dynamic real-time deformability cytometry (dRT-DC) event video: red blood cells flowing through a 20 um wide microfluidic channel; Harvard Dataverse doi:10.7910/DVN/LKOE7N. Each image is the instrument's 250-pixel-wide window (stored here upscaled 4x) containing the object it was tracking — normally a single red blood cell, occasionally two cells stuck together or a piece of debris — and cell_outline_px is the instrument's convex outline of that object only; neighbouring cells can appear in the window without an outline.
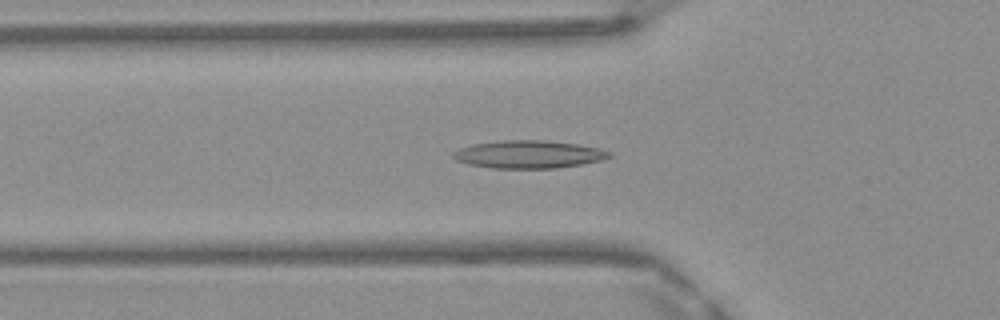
{"species": "Egyptian fruit bat (a non-hibernating species)", "species_latin": "Rousettus aegyptiacus", "temperature_condition": "warm", "stored_images_in_passage": 49, "segment_of_instrument_passage": [1, 2], "camera_frame_rate_fps": 3000, "um_per_image_px": 0.085, "frame": {"image": 1, "passage_image": 16, "time_ms": 5.0, "image_size_px": [1000, 320], "cell_outline_px": [[612, 156], [600, 160], [580, 164], [556, 168], [492, 168], [468, 164], [456, 160], [452, 156], [452, 152], [460, 148], [472, 144], [500, 140], [544, 140], [576, 144], [596, 148], [612, 152]], "centroid_in_image_um": [44.89, 13.11], "position_along_channel_um": 80.9, "area_um2": 25.14}}
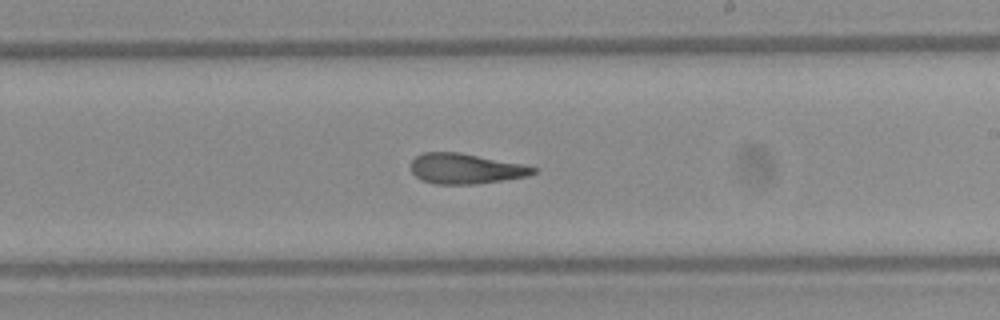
{"frame": {"image": 2, "passage_image": 28, "time_ms": 9.0, "image_size_px": [1000, 320], "cell_outline_px": [[536, 172], [528, 176], [476, 184], [436, 184], [420, 180], [412, 172], [412, 160], [416, 156], [424, 152], [460, 152], [524, 164], [536, 168]], "centroid_in_image_um": [39.58, 14.33], "position_along_channel_um": 249.4, "area_um2": 21.62}}
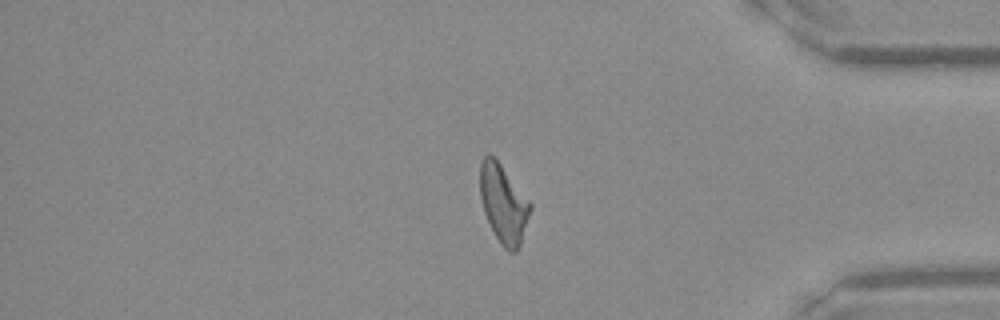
{"frame": {"image": 3, "passage_image": 40, "time_ms": 13.0, "image_size_px": [1000, 320], "cell_outline_px": [[532, 208], [520, 244], [516, 252], [508, 252], [500, 244], [484, 212], [480, 196], [480, 164], [484, 156], [488, 152], [500, 164], [532, 204]], "centroid_in_image_um": [42.79, 17.33], "position_along_channel_um": 392.4, "area_um2": 22.6}}